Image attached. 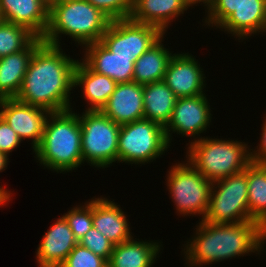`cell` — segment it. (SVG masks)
<instances>
[{"instance_id": "cell-33", "label": "cell", "mask_w": 266, "mask_h": 267, "mask_svg": "<svg viewBox=\"0 0 266 267\" xmlns=\"http://www.w3.org/2000/svg\"><path fill=\"white\" fill-rule=\"evenodd\" d=\"M21 141L18 134L0 116V153L9 158V153L19 147Z\"/></svg>"}, {"instance_id": "cell-17", "label": "cell", "mask_w": 266, "mask_h": 267, "mask_svg": "<svg viewBox=\"0 0 266 267\" xmlns=\"http://www.w3.org/2000/svg\"><path fill=\"white\" fill-rule=\"evenodd\" d=\"M50 8L41 0H0V14L7 22L26 27L43 38L49 25Z\"/></svg>"}, {"instance_id": "cell-26", "label": "cell", "mask_w": 266, "mask_h": 267, "mask_svg": "<svg viewBox=\"0 0 266 267\" xmlns=\"http://www.w3.org/2000/svg\"><path fill=\"white\" fill-rule=\"evenodd\" d=\"M247 184L250 217L266 230V164L247 167Z\"/></svg>"}, {"instance_id": "cell-22", "label": "cell", "mask_w": 266, "mask_h": 267, "mask_svg": "<svg viewBox=\"0 0 266 267\" xmlns=\"http://www.w3.org/2000/svg\"><path fill=\"white\" fill-rule=\"evenodd\" d=\"M117 83L110 77L93 71L83 60H78L74 69V89H83V98L88 103L86 110H101L115 90ZM90 104V105H89Z\"/></svg>"}, {"instance_id": "cell-9", "label": "cell", "mask_w": 266, "mask_h": 267, "mask_svg": "<svg viewBox=\"0 0 266 267\" xmlns=\"http://www.w3.org/2000/svg\"><path fill=\"white\" fill-rule=\"evenodd\" d=\"M203 221L237 223L254 221L248 208L247 168L236 175L214 181Z\"/></svg>"}, {"instance_id": "cell-36", "label": "cell", "mask_w": 266, "mask_h": 267, "mask_svg": "<svg viewBox=\"0 0 266 267\" xmlns=\"http://www.w3.org/2000/svg\"><path fill=\"white\" fill-rule=\"evenodd\" d=\"M203 2V3H201ZM215 0H185V3L188 7L194 6L195 4H205L204 7L207 9L205 10L206 12H208L210 10V8L213 6Z\"/></svg>"}, {"instance_id": "cell-2", "label": "cell", "mask_w": 266, "mask_h": 267, "mask_svg": "<svg viewBox=\"0 0 266 267\" xmlns=\"http://www.w3.org/2000/svg\"><path fill=\"white\" fill-rule=\"evenodd\" d=\"M196 234L184 244L187 266L209 265L249 253L259 254L266 230L256 221L237 223L198 222ZM258 252V253H257Z\"/></svg>"}, {"instance_id": "cell-15", "label": "cell", "mask_w": 266, "mask_h": 267, "mask_svg": "<svg viewBox=\"0 0 266 267\" xmlns=\"http://www.w3.org/2000/svg\"><path fill=\"white\" fill-rule=\"evenodd\" d=\"M77 244L66 219L61 216L44 233L37 248L38 267H59Z\"/></svg>"}, {"instance_id": "cell-7", "label": "cell", "mask_w": 266, "mask_h": 267, "mask_svg": "<svg viewBox=\"0 0 266 267\" xmlns=\"http://www.w3.org/2000/svg\"><path fill=\"white\" fill-rule=\"evenodd\" d=\"M172 165L166 176L167 189L178 215H202L203 221L209 206L213 182L205 178L189 161Z\"/></svg>"}, {"instance_id": "cell-10", "label": "cell", "mask_w": 266, "mask_h": 267, "mask_svg": "<svg viewBox=\"0 0 266 267\" xmlns=\"http://www.w3.org/2000/svg\"><path fill=\"white\" fill-rule=\"evenodd\" d=\"M164 33L156 26L141 24L130 19L111 20L101 42L115 56L140 57Z\"/></svg>"}, {"instance_id": "cell-30", "label": "cell", "mask_w": 266, "mask_h": 267, "mask_svg": "<svg viewBox=\"0 0 266 267\" xmlns=\"http://www.w3.org/2000/svg\"><path fill=\"white\" fill-rule=\"evenodd\" d=\"M78 243L95 255L104 258L107 262L114 248V244L94 227H92Z\"/></svg>"}, {"instance_id": "cell-13", "label": "cell", "mask_w": 266, "mask_h": 267, "mask_svg": "<svg viewBox=\"0 0 266 267\" xmlns=\"http://www.w3.org/2000/svg\"><path fill=\"white\" fill-rule=\"evenodd\" d=\"M202 70L195 56L189 52L175 53L168 63L163 81L177 98L201 95L206 87Z\"/></svg>"}, {"instance_id": "cell-35", "label": "cell", "mask_w": 266, "mask_h": 267, "mask_svg": "<svg viewBox=\"0 0 266 267\" xmlns=\"http://www.w3.org/2000/svg\"><path fill=\"white\" fill-rule=\"evenodd\" d=\"M12 193L7 188L0 186V207L5 206L11 200Z\"/></svg>"}, {"instance_id": "cell-23", "label": "cell", "mask_w": 266, "mask_h": 267, "mask_svg": "<svg viewBox=\"0 0 266 267\" xmlns=\"http://www.w3.org/2000/svg\"><path fill=\"white\" fill-rule=\"evenodd\" d=\"M133 238L114 245L107 267H153L159 257L161 242Z\"/></svg>"}, {"instance_id": "cell-6", "label": "cell", "mask_w": 266, "mask_h": 267, "mask_svg": "<svg viewBox=\"0 0 266 267\" xmlns=\"http://www.w3.org/2000/svg\"><path fill=\"white\" fill-rule=\"evenodd\" d=\"M78 114L81 125L83 164L97 168L118 163V136L121 126L107 117L101 110H84Z\"/></svg>"}, {"instance_id": "cell-4", "label": "cell", "mask_w": 266, "mask_h": 267, "mask_svg": "<svg viewBox=\"0 0 266 267\" xmlns=\"http://www.w3.org/2000/svg\"><path fill=\"white\" fill-rule=\"evenodd\" d=\"M110 22L107 15L87 0H58L50 8L49 25L42 40L60 46V37L64 34L85 47L101 41Z\"/></svg>"}, {"instance_id": "cell-5", "label": "cell", "mask_w": 266, "mask_h": 267, "mask_svg": "<svg viewBox=\"0 0 266 267\" xmlns=\"http://www.w3.org/2000/svg\"><path fill=\"white\" fill-rule=\"evenodd\" d=\"M187 145L186 160L211 182L241 173L252 163L248 144L240 140L201 136Z\"/></svg>"}, {"instance_id": "cell-25", "label": "cell", "mask_w": 266, "mask_h": 267, "mask_svg": "<svg viewBox=\"0 0 266 267\" xmlns=\"http://www.w3.org/2000/svg\"><path fill=\"white\" fill-rule=\"evenodd\" d=\"M164 35L145 51L135 62L133 81L148 84L162 81L172 54L163 45Z\"/></svg>"}, {"instance_id": "cell-11", "label": "cell", "mask_w": 266, "mask_h": 267, "mask_svg": "<svg viewBox=\"0 0 266 267\" xmlns=\"http://www.w3.org/2000/svg\"><path fill=\"white\" fill-rule=\"evenodd\" d=\"M209 104L205 93L177 98L171 118L164 127L169 146L172 142V133L193 137L192 141H197L200 134L210 128L212 114Z\"/></svg>"}, {"instance_id": "cell-19", "label": "cell", "mask_w": 266, "mask_h": 267, "mask_svg": "<svg viewBox=\"0 0 266 267\" xmlns=\"http://www.w3.org/2000/svg\"><path fill=\"white\" fill-rule=\"evenodd\" d=\"M218 28L242 41L265 33L266 0H245Z\"/></svg>"}, {"instance_id": "cell-37", "label": "cell", "mask_w": 266, "mask_h": 267, "mask_svg": "<svg viewBox=\"0 0 266 267\" xmlns=\"http://www.w3.org/2000/svg\"><path fill=\"white\" fill-rule=\"evenodd\" d=\"M8 162L9 158L5 154L0 153V173L7 169Z\"/></svg>"}, {"instance_id": "cell-14", "label": "cell", "mask_w": 266, "mask_h": 267, "mask_svg": "<svg viewBox=\"0 0 266 267\" xmlns=\"http://www.w3.org/2000/svg\"><path fill=\"white\" fill-rule=\"evenodd\" d=\"M143 90L135 81L117 83L101 111L120 126L144 119Z\"/></svg>"}, {"instance_id": "cell-31", "label": "cell", "mask_w": 266, "mask_h": 267, "mask_svg": "<svg viewBox=\"0 0 266 267\" xmlns=\"http://www.w3.org/2000/svg\"><path fill=\"white\" fill-rule=\"evenodd\" d=\"M111 20L129 19L134 0H87Z\"/></svg>"}, {"instance_id": "cell-21", "label": "cell", "mask_w": 266, "mask_h": 267, "mask_svg": "<svg viewBox=\"0 0 266 267\" xmlns=\"http://www.w3.org/2000/svg\"><path fill=\"white\" fill-rule=\"evenodd\" d=\"M187 9L185 0H134L129 19L156 26L165 34L170 23Z\"/></svg>"}, {"instance_id": "cell-16", "label": "cell", "mask_w": 266, "mask_h": 267, "mask_svg": "<svg viewBox=\"0 0 266 267\" xmlns=\"http://www.w3.org/2000/svg\"><path fill=\"white\" fill-rule=\"evenodd\" d=\"M82 59L96 73L112 78L116 83L133 81L135 62L139 57L115 56L101 41L84 47Z\"/></svg>"}, {"instance_id": "cell-34", "label": "cell", "mask_w": 266, "mask_h": 267, "mask_svg": "<svg viewBox=\"0 0 266 267\" xmlns=\"http://www.w3.org/2000/svg\"><path fill=\"white\" fill-rule=\"evenodd\" d=\"M265 120L263 121V127L261 128V136H260V144L259 146L255 147L256 149H250V158L252 162L258 164H266V116L264 117ZM259 147V148H258Z\"/></svg>"}, {"instance_id": "cell-28", "label": "cell", "mask_w": 266, "mask_h": 267, "mask_svg": "<svg viewBox=\"0 0 266 267\" xmlns=\"http://www.w3.org/2000/svg\"><path fill=\"white\" fill-rule=\"evenodd\" d=\"M62 216L71 228L74 238L79 241L93 227L92 200L87 201L84 205L72 207Z\"/></svg>"}, {"instance_id": "cell-20", "label": "cell", "mask_w": 266, "mask_h": 267, "mask_svg": "<svg viewBox=\"0 0 266 267\" xmlns=\"http://www.w3.org/2000/svg\"><path fill=\"white\" fill-rule=\"evenodd\" d=\"M42 43L35 37L23 50L0 58V99L16 98L31 57Z\"/></svg>"}, {"instance_id": "cell-38", "label": "cell", "mask_w": 266, "mask_h": 267, "mask_svg": "<svg viewBox=\"0 0 266 267\" xmlns=\"http://www.w3.org/2000/svg\"><path fill=\"white\" fill-rule=\"evenodd\" d=\"M49 8H51L58 0H41Z\"/></svg>"}, {"instance_id": "cell-27", "label": "cell", "mask_w": 266, "mask_h": 267, "mask_svg": "<svg viewBox=\"0 0 266 267\" xmlns=\"http://www.w3.org/2000/svg\"><path fill=\"white\" fill-rule=\"evenodd\" d=\"M36 36L26 27L0 22V58L23 50Z\"/></svg>"}, {"instance_id": "cell-8", "label": "cell", "mask_w": 266, "mask_h": 267, "mask_svg": "<svg viewBox=\"0 0 266 267\" xmlns=\"http://www.w3.org/2000/svg\"><path fill=\"white\" fill-rule=\"evenodd\" d=\"M170 148L164 127L147 119L121 125L118 136V163L147 164Z\"/></svg>"}, {"instance_id": "cell-29", "label": "cell", "mask_w": 266, "mask_h": 267, "mask_svg": "<svg viewBox=\"0 0 266 267\" xmlns=\"http://www.w3.org/2000/svg\"><path fill=\"white\" fill-rule=\"evenodd\" d=\"M107 261L79 243L59 267H107Z\"/></svg>"}, {"instance_id": "cell-12", "label": "cell", "mask_w": 266, "mask_h": 267, "mask_svg": "<svg viewBox=\"0 0 266 267\" xmlns=\"http://www.w3.org/2000/svg\"><path fill=\"white\" fill-rule=\"evenodd\" d=\"M50 113L49 110L23 103L16 98L0 99V116L22 141L24 139L32 140L33 151L41 141Z\"/></svg>"}, {"instance_id": "cell-1", "label": "cell", "mask_w": 266, "mask_h": 267, "mask_svg": "<svg viewBox=\"0 0 266 267\" xmlns=\"http://www.w3.org/2000/svg\"><path fill=\"white\" fill-rule=\"evenodd\" d=\"M61 46L42 43L33 53L16 99L50 112L71 109L74 69L78 62Z\"/></svg>"}, {"instance_id": "cell-24", "label": "cell", "mask_w": 266, "mask_h": 267, "mask_svg": "<svg viewBox=\"0 0 266 267\" xmlns=\"http://www.w3.org/2000/svg\"><path fill=\"white\" fill-rule=\"evenodd\" d=\"M144 119L151 120L165 127L169 122L177 97L162 81L144 85Z\"/></svg>"}, {"instance_id": "cell-32", "label": "cell", "mask_w": 266, "mask_h": 267, "mask_svg": "<svg viewBox=\"0 0 266 267\" xmlns=\"http://www.w3.org/2000/svg\"><path fill=\"white\" fill-rule=\"evenodd\" d=\"M245 0H215L207 12L204 22L207 26L219 27Z\"/></svg>"}, {"instance_id": "cell-3", "label": "cell", "mask_w": 266, "mask_h": 267, "mask_svg": "<svg viewBox=\"0 0 266 267\" xmlns=\"http://www.w3.org/2000/svg\"><path fill=\"white\" fill-rule=\"evenodd\" d=\"M73 112L71 108L49 114L41 141L33 151L44 168L67 173L81 167V125L78 114Z\"/></svg>"}, {"instance_id": "cell-18", "label": "cell", "mask_w": 266, "mask_h": 267, "mask_svg": "<svg viewBox=\"0 0 266 267\" xmlns=\"http://www.w3.org/2000/svg\"><path fill=\"white\" fill-rule=\"evenodd\" d=\"M126 216L120 205L108 198H92L93 227L114 245L133 237Z\"/></svg>"}]
</instances>
